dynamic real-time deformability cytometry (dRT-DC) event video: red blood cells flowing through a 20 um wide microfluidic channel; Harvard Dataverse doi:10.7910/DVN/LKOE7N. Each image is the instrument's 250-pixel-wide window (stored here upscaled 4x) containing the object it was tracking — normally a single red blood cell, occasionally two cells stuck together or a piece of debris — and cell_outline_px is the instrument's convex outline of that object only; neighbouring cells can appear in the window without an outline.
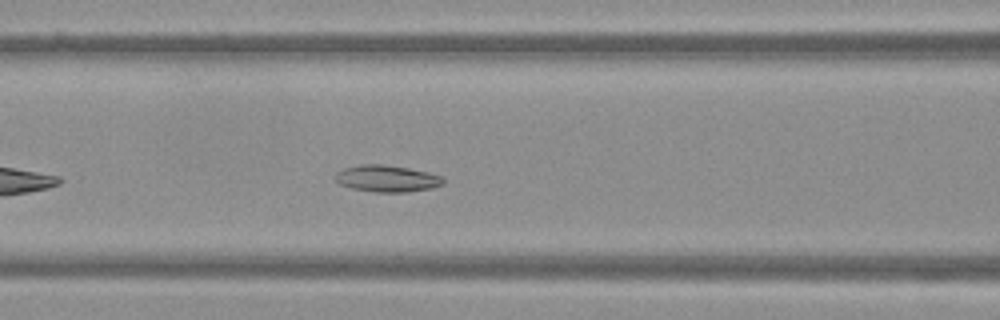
{"species": "Egyptian fruit bat (a non-hibernating species)", "species_latin": "Rousettus aegyptiacus", "temperature_condition": "warm", "stored_images_in_passage": 29, "camera_frame_rate_fps": 3000, "um_per_image_px": 0.085, "frame": {"image": 1, "passage_image": 9, "time_ms": 2.667, "image_size_px": [1000, 320], "cell_outline_px": [[444, 184], [432, 188], [408, 192], [376, 192], [352, 188], [340, 184], [336, 180], [336, 172], [344, 168], [360, 164], [384, 164], [408, 168], [428, 172], [444, 176]], "centroid_in_image_um": [32.93, 15.17], "position_along_channel_um": 133.7, "area_um2": 16.88}}
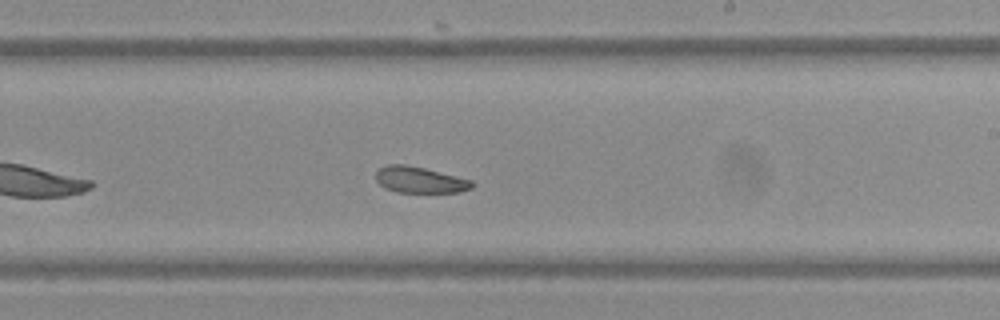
{"frame": {"image": 2, "passage_image": 18, "time_ms": 5.667, "image_size_px": [1000, 320], "cell_outline_px": [[476, 184], [472, 188], [460, 192], [396, 192], [384, 188], [376, 180], [376, 172], [380, 168], [388, 164], [404, 164], [424, 168], [472, 180]], "centroid_in_image_um": [35.69, 15.29], "position_along_channel_um": 253.3, "area_um2": 14.68}}
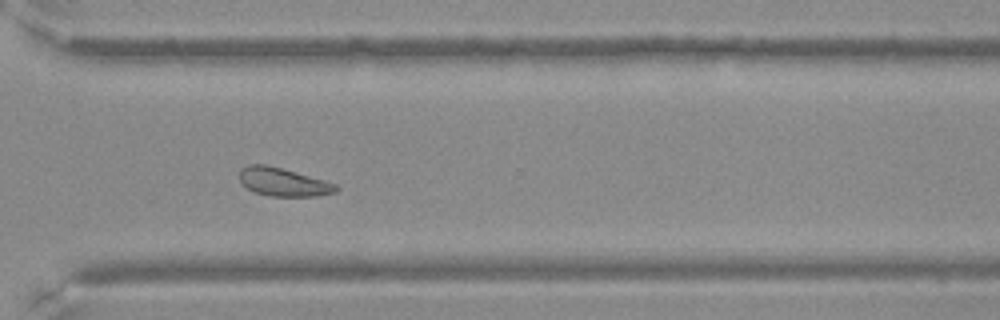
{"frame": {"image": 3, "passage_image": 25, "time_ms": 8.0, "image_size_px": [1000, 320], "cell_outline_px": [[340, 188], [336, 192], [316, 196], [268, 196], [256, 192], [240, 184], [240, 168], [248, 164], [268, 164], [324, 180], [336, 184]], "centroid_in_image_um": [24.06, 15.46], "position_along_channel_um": 346.5, "area_um2": 16.01}}